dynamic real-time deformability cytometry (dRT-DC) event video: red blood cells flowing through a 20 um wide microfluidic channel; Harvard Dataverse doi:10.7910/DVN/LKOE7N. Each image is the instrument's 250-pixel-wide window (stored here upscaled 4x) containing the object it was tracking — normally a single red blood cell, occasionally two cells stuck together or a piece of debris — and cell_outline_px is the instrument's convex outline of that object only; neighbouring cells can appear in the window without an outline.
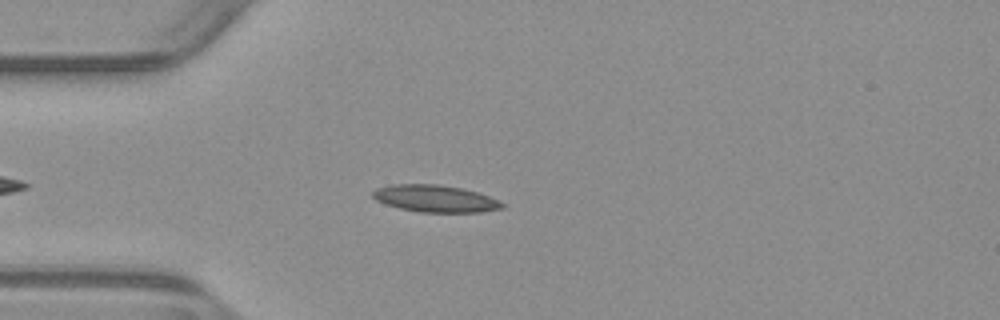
{"species": "common noctule bat (a hibernating species)", "species_latin": "Nyctalus noctula", "temperature_condition": "warm", "stored_images_in_passage": 32, "camera_frame_rate_fps": 3000, "um_per_image_px": 0.085, "animal": {"sex": "male", "body_mass_g": 23.1, "forearm_length_mm": 52.7}, "frame": {"image": 1, "passage_image": 4, "time_ms": 1.0, "image_size_px": [1000, 320], "cell_outline_px": [[504, 208], [484, 212], [420, 212], [400, 208], [384, 204], [376, 200], [372, 196], [372, 192], [376, 188], [392, 184], [436, 184], [460, 188], [476, 192], [488, 196], [504, 204]], "centroid_in_image_um": [36.96, 16.88], "position_along_channel_um": 48.0, "area_um2": 20.29}}
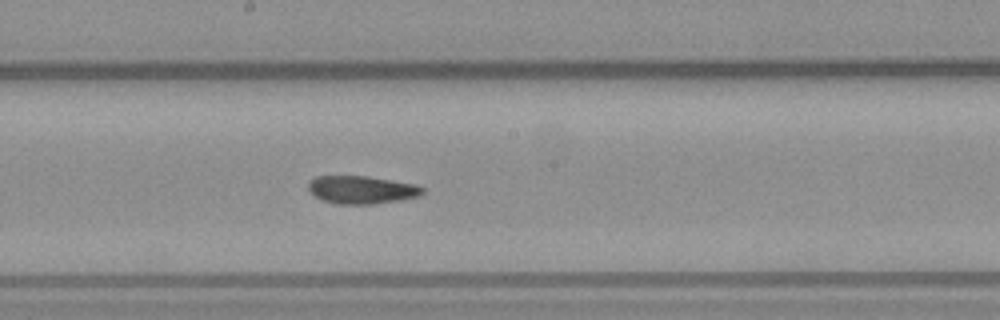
{"frame": {"image": 2, "passage_image": 18, "time_ms": 5.667, "image_size_px": [1000, 320], "cell_outline_px": [[424, 192], [420, 196], [400, 200], [376, 204], [336, 204], [324, 200], [308, 192], [308, 184], [316, 176], [368, 176], [416, 184], [424, 188]], "centroid_in_image_um": [30.76, 16.13], "position_along_channel_um": 217.4, "area_um2": 18.67}}
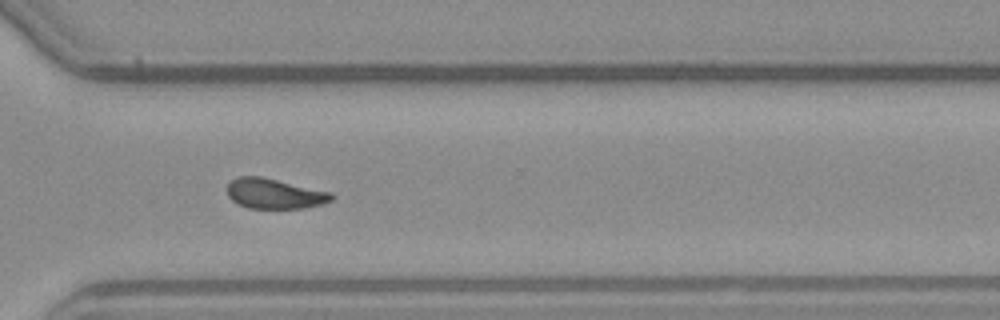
{"frame": {"image": 3, "passage_image": 28, "time_ms": 9.0, "image_size_px": [1000, 320], "cell_outline_px": [[336, 196], [332, 200], [324, 204], [304, 208], [248, 208], [236, 204], [228, 196], [228, 184], [236, 176], [260, 176], [332, 192]], "centroid_in_image_um": [23.35, 16.46], "position_along_channel_um": 347.2, "area_um2": 18.5}, "authors_computed_cell_mechanics": {"area_um2": 19.1029, "velocity_mm_per_s": 3.9023, "shape_relaxation_time_tau1_ms": null, "shape_relaxation_time_tau2_ms": 3.9396, "deformation_change_tau1": null, "deformation_change_tau2": 0.0841}}